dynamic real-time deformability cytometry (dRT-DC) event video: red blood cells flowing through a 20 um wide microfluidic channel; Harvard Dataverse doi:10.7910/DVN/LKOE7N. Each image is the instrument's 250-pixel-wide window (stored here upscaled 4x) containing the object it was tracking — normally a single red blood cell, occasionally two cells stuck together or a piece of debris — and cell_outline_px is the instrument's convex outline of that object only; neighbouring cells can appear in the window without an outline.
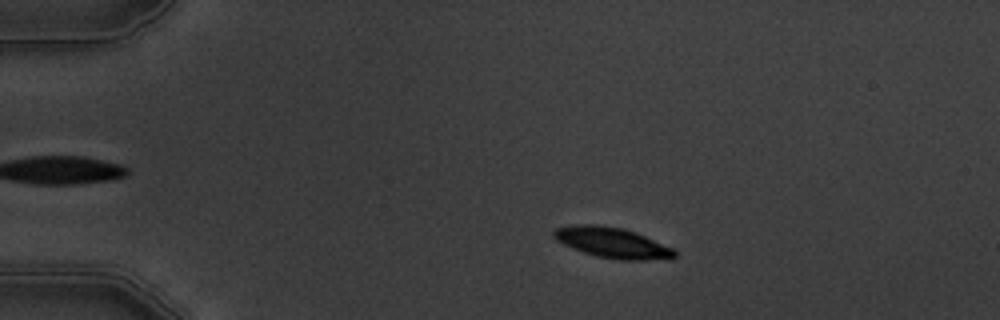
{"species": "common noctule bat (a hibernating species)", "species_latin": "Nyctalus noctula", "temperature_condition": "warm", "stored_images_in_passage": 5, "camera_frame_rate_fps": 3000, "um_per_image_px": 0.085, "animal": {"sex": "male", "body_mass_g": 19.5, "forearm_length_mm": 54.6}, "frame": {"image": 1, "passage_image": 3, "time_ms": 2.333, "image_size_px": [1000, 320], "cell_outline_px": [[676, 256], [672, 260], [620, 260], [596, 256], [572, 248], [556, 240], [552, 236], [552, 232], [556, 228], [580, 224], [596, 224], [624, 228], [636, 232], [672, 248], [676, 252]], "centroid_in_image_um": [52.08, 20.64], "position_along_channel_um": 32.9, "area_um2": 21.62}}
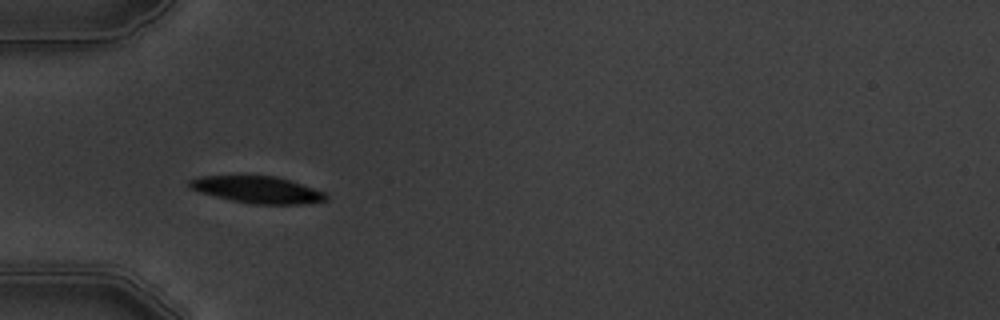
{"frame": {"image": 2, "passage_image": 5, "time_ms": 4.667, "image_size_px": [1000, 320], "cell_outline_px": [[328, 200], [304, 204], [252, 204], [232, 200], [200, 192], [188, 188], [188, 180], [200, 176], [276, 176], [324, 192], [328, 196]], "centroid_in_image_um": [21.86, 16.13], "position_along_channel_um": 63.1, "area_um2": 21.15}}